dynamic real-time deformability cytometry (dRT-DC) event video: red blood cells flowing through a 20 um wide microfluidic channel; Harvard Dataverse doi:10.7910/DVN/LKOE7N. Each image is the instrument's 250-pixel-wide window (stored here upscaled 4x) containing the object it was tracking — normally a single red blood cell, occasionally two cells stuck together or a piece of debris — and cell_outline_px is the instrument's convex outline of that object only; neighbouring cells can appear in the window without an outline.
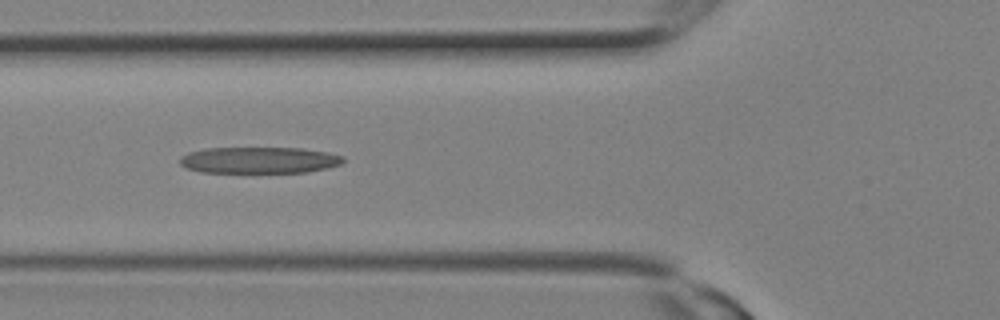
{"species": "Egyptian fruit bat (a non-hibernating species)", "species_latin": "Rousettus aegyptiacus", "temperature_condition": "room temperature", "stored_images_in_passage": 10, "camera_frame_rate_fps": 3000, "um_per_image_px": 0.085, "animal": {"sex": "female"}, "frame": {"image": 1, "passage_image": 9, "time_ms": 2.667, "image_size_px": [1000, 320], "cell_outline_px": [[344, 160], [340, 164], [328, 168], [308, 172], [200, 172], [188, 168], [180, 164], [180, 156], [188, 152], [208, 148], [300, 148], [328, 152], [344, 156]], "centroid_in_image_um": [22.04, 13.61], "position_along_channel_um": 103.8, "area_um2": 25.09}}